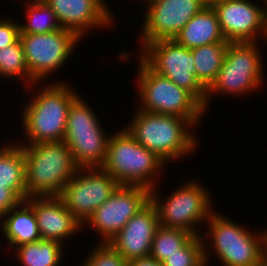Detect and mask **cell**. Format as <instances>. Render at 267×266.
<instances>
[{"mask_svg":"<svg viewBox=\"0 0 267 266\" xmlns=\"http://www.w3.org/2000/svg\"><path fill=\"white\" fill-rule=\"evenodd\" d=\"M66 82L43 84L33 83L30 90L34 91L31 101L25 104L22 114V128L26 135L22 144H38L64 140L67 117L71 104L80 96L73 86ZM40 89L36 91L37 85ZM32 87H35L32 89ZM35 89V90H34ZM36 92H38L36 94Z\"/></svg>","mask_w":267,"mask_h":266,"instance_id":"6da1fadb","label":"cell"},{"mask_svg":"<svg viewBox=\"0 0 267 266\" xmlns=\"http://www.w3.org/2000/svg\"><path fill=\"white\" fill-rule=\"evenodd\" d=\"M13 143L0 148V186L11 189L23 201L26 200L25 157L22 145Z\"/></svg>","mask_w":267,"mask_h":266,"instance_id":"44dd1931","label":"cell"},{"mask_svg":"<svg viewBox=\"0 0 267 266\" xmlns=\"http://www.w3.org/2000/svg\"><path fill=\"white\" fill-rule=\"evenodd\" d=\"M229 42H216L191 49L194 56L196 78L207 90L222 67Z\"/></svg>","mask_w":267,"mask_h":266,"instance_id":"7402d4cb","label":"cell"},{"mask_svg":"<svg viewBox=\"0 0 267 266\" xmlns=\"http://www.w3.org/2000/svg\"><path fill=\"white\" fill-rule=\"evenodd\" d=\"M159 226L157 209L150 201L108 243L127 262L136 258L148 257Z\"/></svg>","mask_w":267,"mask_h":266,"instance_id":"e0dca14e","label":"cell"},{"mask_svg":"<svg viewBox=\"0 0 267 266\" xmlns=\"http://www.w3.org/2000/svg\"><path fill=\"white\" fill-rule=\"evenodd\" d=\"M194 235L181 228H166L159 226L152 241L150 255L159 262L176 253Z\"/></svg>","mask_w":267,"mask_h":266,"instance_id":"d4e9b609","label":"cell"},{"mask_svg":"<svg viewBox=\"0 0 267 266\" xmlns=\"http://www.w3.org/2000/svg\"><path fill=\"white\" fill-rule=\"evenodd\" d=\"M80 40L74 32L64 28L48 33L20 34L29 70V86L33 83L42 85L49 75L59 71L69 61Z\"/></svg>","mask_w":267,"mask_h":266,"instance_id":"30bf717a","label":"cell"},{"mask_svg":"<svg viewBox=\"0 0 267 266\" xmlns=\"http://www.w3.org/2000/svg\"><path fill=\"white\" fill-rule=\"evenodd\" d=\"M259 47L258 42L228 44L222 67L206 90L205 112H208L209 102H212L210 98L215 94L239 97L258 91L259 87L262 89L265 81L263 76L267 75H264L262 49Z\"/></svg>","mask_w":267,"mask_h":266,"instance_id":"52a82bcc","label":"cell"},{"mask_svg":"<svg viewBox=\"0 0 267 266\" xmlns=\"http://www.w3.org/2000/svg\"><path fill=\"white\" fill-rule=\"evenodd\" d=\"M209 263L204 259L198 266H208Z\"/></svg>","mask_w":267,"mask_h":266,"instance_id":"836d02e7","label":"cell"},{"mask_svg":"<svg viewBox=\"0 0 267 266\" xmlns=\"http://www.w3.org/2000/svg\"><path fill=\"white\" fill-rule=\"evenodd\" d=\"M140 1L147 7L140 30L141 48L152 41L174 39L185 24L206 6L205 0Z\"/></svg>","mask_w":267,"mask_h":266,"instance_id":"5bb4252c","label":"cell"},{"mask_svg":"<svg viewBox=\"0 0 267 266\" xmlns=\"http://www.w3.org/2000/svg\"><path fill=\"white\" fill-rule=\"evenodd\" d=\"M136 110L128 126L124 127L142 146L166 164L197 150L199 138L195 136L194 126L187 119L138 108Z\"/></svg>","mask_w":267,"mask_h":266,"instance_id":"7a4b0ae2","label":"cell"},{"mask_svg":"<svg viewBox=\"0 0 267 266\" xmlns=\"http://www.w3.org/2000/svg\"><path fill=\"white\" fill-rule=\"evenodd\" d=\"M127 266H163L161 262L157 261L151 256L141 257L130 260L127 262Z\"/></svg>","mask_w":267,"mask_h":266,"instance_id":"4dcf8cb0","label":"cell"},{"mask_svg":"<svg viewBox=\"0 0 267 266\" xmlns=\"http://www.w3.org/2000/svg\"><path fill=\"white\" fill-rule=\"evenodd\" d=\"M80 266H127V261L108 243L98 242Z\"/></svg>","mask_w":267,"mask_h":266,"instance_id":"83f0119b","label":"cell"},{"mask_svg":"<svg viewBox=\"0 0 267 266\" xmlns=\"http://www.w3.org/2000/svg\"><path fill=\"white\" fill-rule=\"evenodd\" d=\"M204 260L203 239L200 236H193L176 253L168 256L163 266H198Z\"/></svg>","mask_w":267,"mask_h":266,"instance_id":"4316f807","label":"cell"},{"mask_svg":"<svg viewBox=\"0 0 267 266\" xmlns=\"http://www.w3.org/2000/svg\"><path fill=\"white\" fill-rule=\"evenodd\" d=\"M140 50L142 51L138 53L139 57L153 71L189 91L206 107V89L196 78L194 56L191 49L171 39L149 42Z\"/></svg>","mask_w":267,"mask_h":266,"instance_id":"8fae6325","label":"cell"},{"mask_svg":"<svg viewBox=\"0 0 267 266\" xmlns=\"http://www.w3.org/2000/svg\"><path fill=\"white\" fill-rule=\"evenodd\" d=\"M165 164L124 127L109 136L106 160L101 168L120 185L143 186L151 190L157 187L154 178L164 171Z\"/></svg>","mask_w":267,"mask_h":266,"instance_id":"5b68a950","label":"cell"},{"mask_svg":"<svg viewBox=\"0 0 267 266\" xmlns=\"http://www.w3.org/2000/svg\"><path fill=\"white\" fill-rule=\"evenodd\" d=\"M212 7L229 43L257 42L259 39H265L267 43V14L263 5L252 0H229Z\"/></svg>","mask_w":267,"mask_h":266,"instance_id":"9a60e30c","label":"cell"},{"mask_svg":"<svg viewBox=\"0 0 267 266\" xmlns=\"http://www.w3.org/2000/svg\"><path fill=\"white\" fill-rule=\"evenodd\" d=\"M91 105L80 95L70 106L64 142L80 168H101L106 160L109 135Z\"/></svg>","mask_w":267,"mask_h":266,"instance_id":"9c48e42d","label":"cell"},{"mask_svg":"<svg viewBox=\"0 0 267 266\" xmlns=\"http://www.w3.org/2000/svg\"><path fill=\"white\" fill-rule=\"evenodd\" d=\"M256 266H267V255Z\"/></svg>","mask_w":267,"mask_h":266,"instance_id":"d6a6232c","label":"cell"},{"mask_svg":"<svg viewBox=\"0 0 267 266\" xmlns=\"http://www.w3.org/2000/svg\"><path fill=\"white\" fill-rule=\"evenodd\" d=\"M206 223L209 229L201 237L208 263L212 252L220 259V266H256L267 255L266 229L254 233L215 211Z\"/></svg>","mask_w":267,"mask_h":266,"instance_id":"3957f363","label":"cell"},{"mask_svg":"<svg viewBox=\"0 0 267 266\" xmlns=\"http://www.w3.org/2000/svg\"><path fill=\"white\" fill-rule=\"evenodd\" d=\"M120 184L102 168H80L65 184L60 198L83 225Z\"/></svg>","mask_w":267,"mask_h":266,"instance_id":"4fadbf2b","label":"cell"},{"mask_svg":"<svg viewBox=\"0 0 267 266\" xmlns=\"http://www.w3.org/2000/svg\"><path fill=\"white\" fill-rule=\"evenodd\" d=\"M0 221V231L11 251L19 245L41 240L34 210L26 200L6 212Z\"/></svg>","mask_w":267,"mask_h":266,"instance_id":"d6986e66","label":"cell"},{"mask_svg":"<svg viewBox=\"0 0 267 266\" xmlns=\"http://www.w3.org/2000/svg\"><path fill=\"white\" fill-rule=\"evenodd\" d=\"M206 1V5L208 6H213L217 3L223 2V1H229V0H205Z\"/></svg>","mask_w":267,"mask_h":266,"instance_id":"1f68e13d","label":"cell"},{"mask_svg":"<svg viewBox=\"0 0 267 266\" xmlns=\"http://www.w3.org/2000/svg\"><path fill=\"white\" fill-rule=\"evenodd\" d=\"M20 23L11 17H0V49L20 40Z\"/></svg>","mask_w":267,"mask_h":266,"instance_id":"f1b7e54d","label":"cell"},{"mask_svg":"<svg viewBox=\"0 0 267 266\" xmlns=\"http://www.w3.org/2000/svg\"><path fill=\"white\" fill-rule=\"evenodd\" d=\"M263 2V7H264V9H265V11H266V14H267V0H262Z\"/></svg>","mask_w":267,"mask_h":266,"instance_id":"e575fe53","label":"cell"},{"mask_svg":"<svg viewBox=\"0 0 267 266\" xmlns=\"http://www.w3.org/2000/svg\"><path fill=\"white\" fill-rule=\"evenodd\" d=\"M26 3V22H20V34L48 33L62 28L54 11L44 0H29Z\"/></svg>","mask_w":267,"mask_h":266,"instance_id":"cb8c5ba5","label":"cell"},{"mask_svg":"<svg viewBox=\"0 0 267 266\" xmlns=\"http://www.w3.org/2000/svg\"><path fill=\"white\" fill-rule=\"evenodd\" d=\"M23 80L29 86V70L26 66L21 41L0 49V78Z\"/></svg>","mask_w":267,"mask_h":266,"instance_id":"484cf974","label":"cell"},{"mask_svg":"<svg viewBox=\"0 0 267 266\" xmlns=\"http://www.w3.org/2000/svg\"><path fill=\"white\" fill-rule=\"evenodd\" d=\"M44 1L54 11L60 26L74 32L81 40L89 29L114 26L115 14L105 0Z\"/></svg>","mask_w":267,"mask_h":266,"instance_id":"2e32d148","label":"cell"},{"mask_svg":"<svg viewBox=\"0 0 267 266\" xmlns=\"http://www.w3.org/2000/svg\"><path fill=\"white\" fill-rule=\"evenodd\" d=\"M174 40L188 49L227 41L221 32L216 11L208 5L185 24Z\"/></svg>","mask_w":267,"mask_h":266,"instance_id":"ffe728a7","label":"cell"},{"mask_svg":"<svg viewBox=\"0 0 267 266\" xmlns=\"http://www.w3.org/2000/svg\"><path fill=\"white\" fill-rule=\"evenodd\" d=\"M150 201V189L136 185H119L82 227L87 225V228H93L99 236H102L98 242H110Z\"/></svg>","mask_w":267,"mask_h":266,"instance_id":"7c38bea8","label":"cell"},{"mask_svg":"<svg viewBox=\"0 0 267 266\" xmlns=\"http://www.w3.org/2000/svg\"><path fill=\"white\" fill-rule=\"evenodd\" d=\"M21 201L11 189L0 186V220L6 212L16 207Z\"/></svg>","mask_w":267,"mask_h":266,"instance_id":"f546056e","label":"cell"},{"mask_svg":"<svg viewBox=\"0 0 267 266\" xmlns=\"http://www.w3.org/2000/svg\"><path fill=\"white\" fill-rule=\"evenodd\" d=\"M156 189V187L151 189V202L157 209L159 225L166 228H181L194 236L202 235L200 224H206L215 211L206 186L196 179L187 180L164 200L160 198L161 194Z\"/></svg>","mask_w":267,"mask_h":266,"instance_id":"ba28073f","label":"cell"},{"mask_svg":"<svg viewBox=\"0 0 267 266\" xmlns=\"http://www.w3.org/2000/svg\"><path fill=\"white\" fill-rule=\"evenodd\" d=\"M20 145L25 157L26 199L60 196L80 169L69 147L63 140Z\"/></svg>","mask_w":267,"mask_h":266,"instance_id":"277c9868","label":"cell"},{"mask_svg":"<svg viewBox=\"0 0 267 266\" xmlns=\"http://www.w3.org/2000/svg\"><path fill=\"white\" fill-rule=\"evenodd\" d=\"M64 245L53 240L25 243L14 248L17 261L22 266H59L63 256Z\"/></svg>","mask_w":267,"mask_h":266,"instance_id":"603a6c76","label":"cell"},{"mask_svg":"<svg viewBox=\"0 0 267 266\" xmlns=\"http://www.w3.org/2000/svg\"><path fill=\"white\" fill-rule=\"evenodd\" d=\"M136 59L139 60L136 89L140 99V107L137 108L151 113L179 116L197 128L206 113L204 106L189 91L153 71L139 56Z\"/></svg>","mask_w":267,"mask_h":266,"instance_id":"8992f818","label":"cell"},{"mask_svg":"<svg viewBox=\"0 0 267 266\" xmlns=\"http://www.w3.org/2000/svg\"><path fill=\"white\" fill-rule=\"evenodd\" d=\"M26 201L34 210L41 239L64 244L65 239L81 232L82 225L59 196L29 197Z\"/></svg>","mask_w":267,"mask_h":266,"instance_id":"ac0fdd59","label":"cell"}]
</instances>
